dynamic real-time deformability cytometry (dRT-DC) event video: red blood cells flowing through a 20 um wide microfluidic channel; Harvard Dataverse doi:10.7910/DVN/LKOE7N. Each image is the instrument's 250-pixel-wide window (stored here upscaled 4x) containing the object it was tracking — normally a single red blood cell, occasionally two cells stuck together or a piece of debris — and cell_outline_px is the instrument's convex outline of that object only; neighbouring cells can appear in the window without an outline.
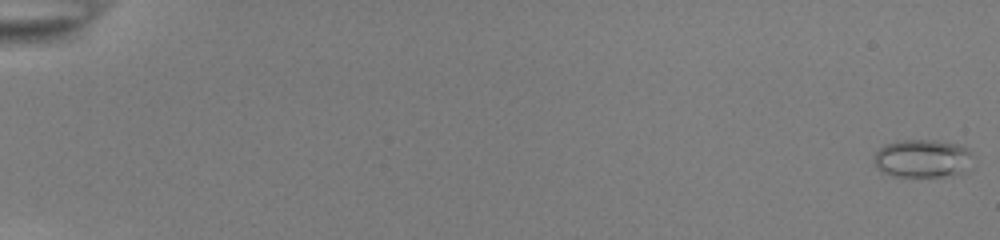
{"species": "common noctule bat (a hibernating species)", "species_latin": "Nyctalus noctula", "temperature_condition": "room temperature", "stored_images_in_passage": 24, "camera_frame_rate_fps": 3000, "um_per_image_px": 0.085, "animal": {"sex": "female", "body_mass_g": 22.0, "forearm_length_mm": 56.7}, "frame": {"image": 1, "passage_image": 1, "time_ms": 0.0, "image_size_px": [1000, 240], "cell_outline_px": [[968, 152], [960, 172], [944, 176], [892, 176], [880, 172], [876, 164], [876, 152], [884, 144], [904, 140], [928, 140], [956, 144], [964, 148]], "centroid_in_image_um": [78.24, 13.47], "position_along_channel_um": 6.8, "area_um2": 20.69}}
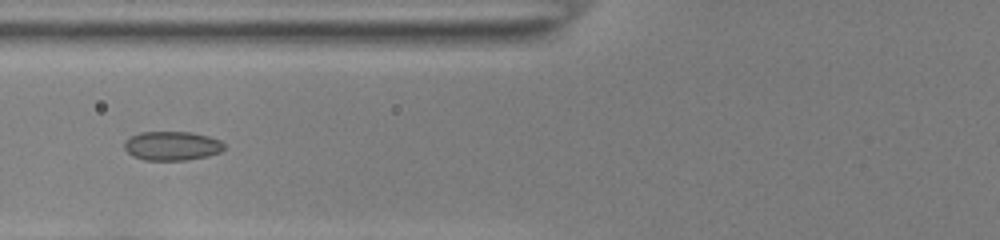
{"frame": {"image": 2, "passage_image": 24, "time_ms": 7.667, "image_size_px": [1000, 240], "cell_outline_px": [[224, 148], [220, 152], [208, 156], [184, 160], [144, 160], [132, 156], [124, 148], [124, 140], [128, 136], [140, 132], [192, 132], [208, 136], [220, 140], [224, 144]], "centroid_in_image_um": [14.58, 12.39], "position_along_channel_um": 111.2, "area_um2": 17.05}}